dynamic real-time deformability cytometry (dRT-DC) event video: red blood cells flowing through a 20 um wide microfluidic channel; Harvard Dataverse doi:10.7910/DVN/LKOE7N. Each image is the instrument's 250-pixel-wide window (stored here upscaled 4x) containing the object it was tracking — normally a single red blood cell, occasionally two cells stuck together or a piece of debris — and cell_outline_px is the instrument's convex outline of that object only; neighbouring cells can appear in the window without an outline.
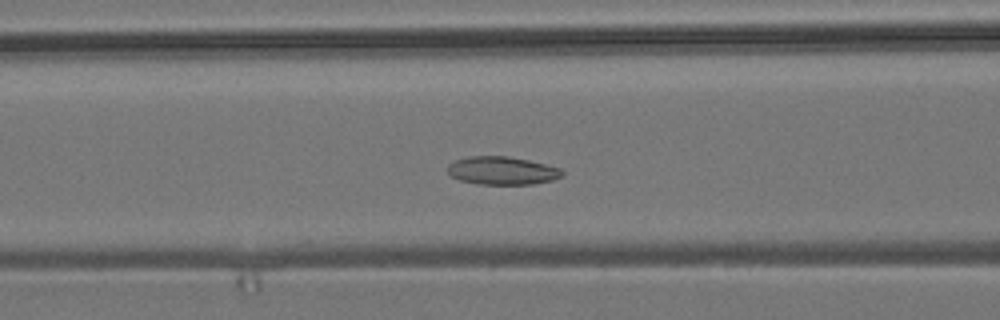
{"species": "common noctule bat (a hibernating species)", "species_latin": "Nyctalus noctula", "temperature_condition": "room temperature", "stored_images_in_passage": 54, "camera_frame_rate_fps": 3000, "um_per_image_px": 0.085, "animal": {"sex": "male", "body_mass_g": 19.2, "forearm_length_mm": 51.8}, "frame": {"image": 1, "passage_image": 21, "time_ms": 6.667, "image_size_px": [1000, 320], "cell_outline_px": [[564, 172], [560, 176], [552, 180], [532, 184], [476, 184], [460, 180], [452, 176], [448, 172], [448, 164], [456, 160], [468, 156], [508, 156], [528, 160], [560, 168]], "centroid_in_image_um": [42.66, 14.5], "position_along_channel_um": 123.9, "area_um2": 18.61}}
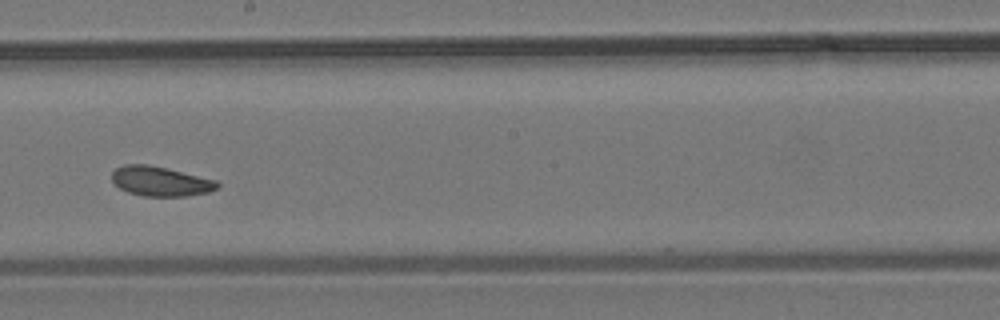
{"frame": {"image": 2, "passage_image": 30, "time_ms": 9.667, "image_size_px": [1000, 320], "cell_outline_px": [[220, 188], [208, 192], [188, 196], [144, 196], [128, 192], [120, 188], [112, 180], [112, 172], [116, 168], [124, 164], [148, 164], [168, 168], [216, 180], [220, 184]], "centroid_in_image_um": [13.66, 15.4], "position_along_channel_um": 234.5, "area_um2": 18.32}}
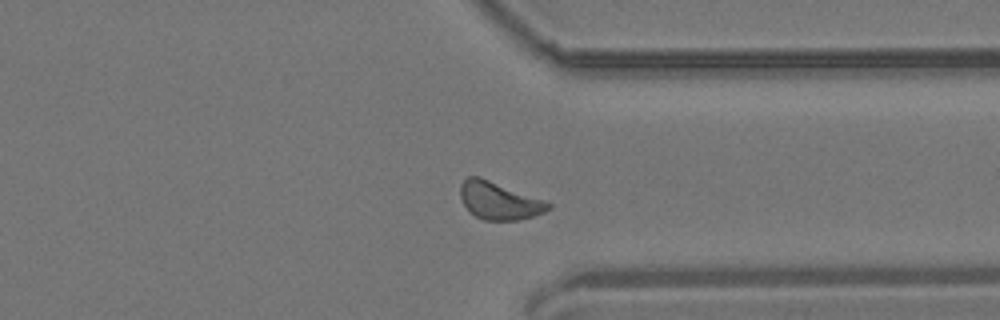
{"frame": {"image": 3, "passage_image": 41, "time_ms": 13.333, "image_size_px": [1000, 320], "cell_outline_px": [[552, 208], [544, 212], [520, 220], [484, 220], [476, 216], [464, 204], [460, 196], [460, 184], [468, 176], [480, 176], [544, 200], [552, 204]], "centroid_in_image_um": [42.43, 17.05], "position_along_channel_um": 369.0, "area_um2": 19.13}, "authors_computed_cell_mechanics": {"area_um2": 18.8717, "velocity_mm_per_s": 3.702, "shape_relaxation_time_tau1_ms": 5.5761, "shape_relaxation_time_tau2_ms": 3.8046, "deformation_change_tau1": 0.087, "deformation_change_tau2": 0.0538}}